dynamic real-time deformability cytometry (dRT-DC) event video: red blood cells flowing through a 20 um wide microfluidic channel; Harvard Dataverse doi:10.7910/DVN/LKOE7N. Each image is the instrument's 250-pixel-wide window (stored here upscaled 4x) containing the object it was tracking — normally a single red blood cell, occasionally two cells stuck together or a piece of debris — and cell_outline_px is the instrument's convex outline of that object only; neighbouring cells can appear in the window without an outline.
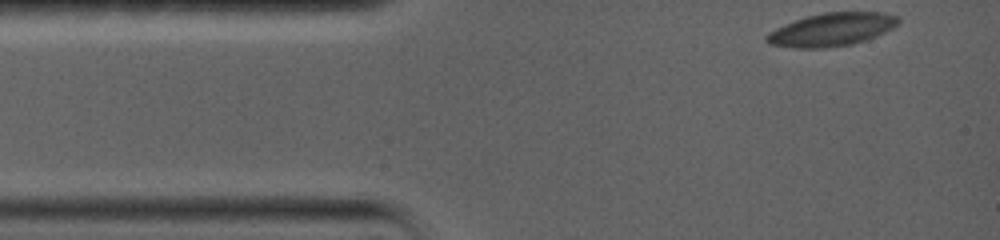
{"species": "common noctule bat (a hibernating species)", "species_latin": "Nyctalus noctula", "temperature_condition": "warm", "stored_images_in_passage": 8, "camera_frame_rate_fps": 5000, "um_per_image_px": 0.085, "animal": {"sex": "female", "body_mass_g": 19.0, "forearm_length_mm": 56.7}, "frame": {"image": 1, "passage_image": 1, "time_ms": 0.0, "image_size_px": [1000, 240], "cell_outline_px": [[900, 20], [892, 28], [876, 36], [852, 44], [824, 48], [792, 48], [768, 44], [764, 40], [764, 36], [768, 32], [784, 24], [808, 16], [824, 12], [884, 12], [896, 16]], "centroid_in_image_um": [70.64, 2.52], "position_along_channel_um": 14.4, "area_um2": 25.37}}